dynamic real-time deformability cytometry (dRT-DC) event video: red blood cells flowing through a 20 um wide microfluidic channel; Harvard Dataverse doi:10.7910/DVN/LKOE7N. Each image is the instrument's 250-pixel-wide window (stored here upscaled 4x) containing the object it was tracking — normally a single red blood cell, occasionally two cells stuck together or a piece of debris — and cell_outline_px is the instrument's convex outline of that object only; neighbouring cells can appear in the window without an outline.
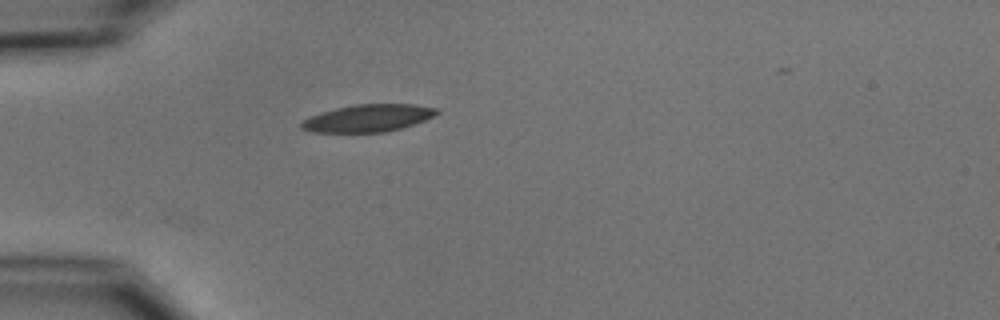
{"species": "common noctule bat (a hibernating species)", "species_latin": "Nyctalus noctula", "temperature_condition": "cold", "stored_images_in_passage": 2, "camera_frame_rate_fps": 3000, "um_per_image_px": 0.085, "animal": {"sex": "male", "body_mass_g": 15.6}, "frame": {"image": 1, "passage_image": 2, "time_ms": 1.333, "image_size_px": [1000, 320], "cell_outline_px": [[440, 112], [424, 120], [400, 128], [384, 132], [316, 132], [300, 128], [300, 124], [304, 120], [320, 112], [336, 108], [356, 104], [412, 104], [440, 108]], "centroid_in_image_um": [31.3, 10.03], "position_along_channel_um": 53.7, "area_um2": 21.33}}